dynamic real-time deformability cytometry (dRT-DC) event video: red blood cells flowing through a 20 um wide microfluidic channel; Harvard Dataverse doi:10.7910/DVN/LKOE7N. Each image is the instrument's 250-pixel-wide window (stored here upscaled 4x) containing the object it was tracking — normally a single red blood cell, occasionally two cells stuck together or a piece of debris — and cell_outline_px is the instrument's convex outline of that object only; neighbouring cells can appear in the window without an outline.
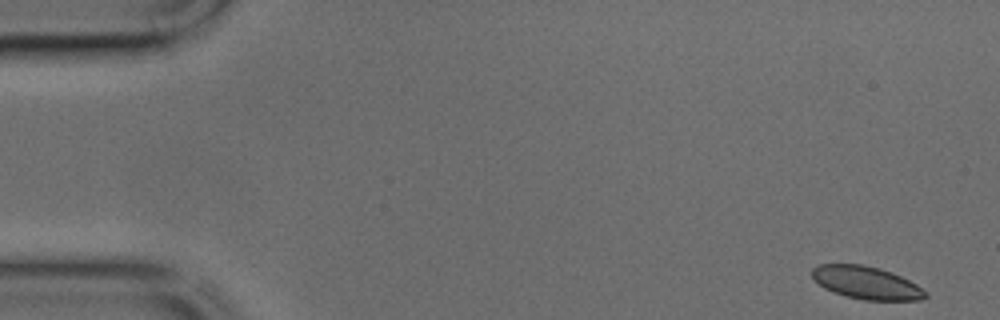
{"species": "common noctule bat (a hibernating species)", "species_latin": "Nyctalus noctula", "temperature_condition": "cold", "stored_images_in_passage": 44, "camera_frame_rate_fps": 3000, "um_per_image_px": 0.085, "animal": {"sex": "male", "body_mass_g": 17.9, "forearm_length_mm": 54.2}, "frame": {"image": 1, "passage_image": 1, "time_ms": 0.0, "image_size_px": [1000, 320], "cell_outline_px": [[928, 296], [920, 300], [864, 300], [832, 292], [824, 288], [812, 276], [812, 268], [820, 264], [864, 264], [880, 268], [892, 272], [916, 284], [928, 292]], "centroid_in_image_um": [73.66, 24.03], "position_along_channel_um": 11.3, "area_um2": 21.62}}
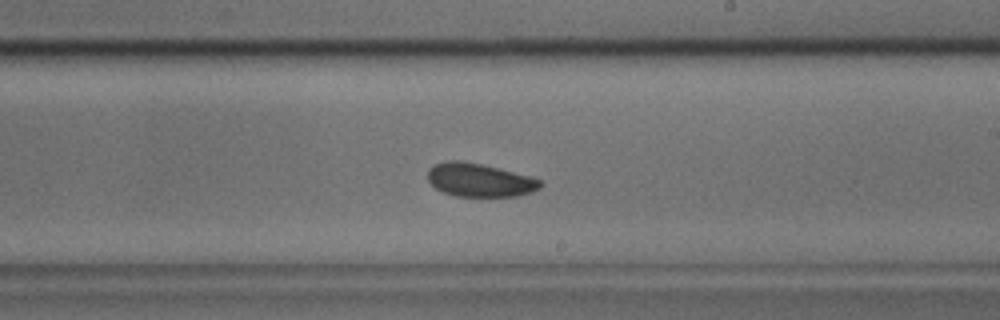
{"frame": {"image": 2, "passage_image": 25, "time_ms": 8.0, "image_size_px": [1000, 320], "cell_outline_px": [[544, 184], [540, 188], [532, 192], [520, 196], [456, 196], [444, 192], [436, 188], [428, 180], [428, 168], [432, 164], [444, 160], [464, 160], [500, 168], [532, 176], [540, 180]], "centroid_in_image_um": [40.78, 15.28], "position_along_channel_um": 248.2, "area_um2": 22.31}}
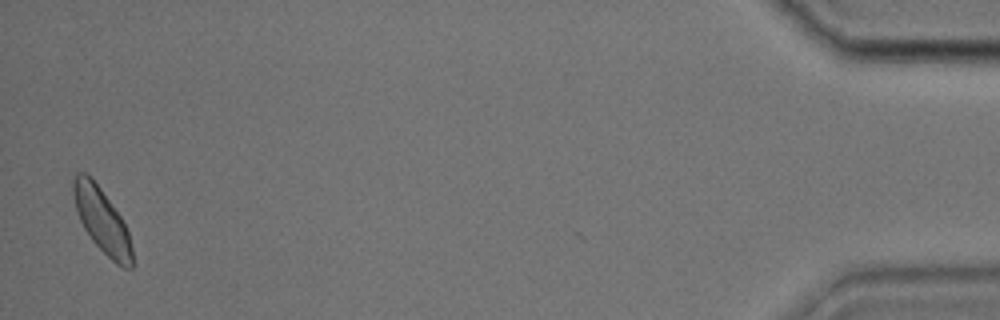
{"frame": {"image": 3, "passage_image": 43, "time_ms": 14.0, "image_size_px": [1000, 320], "cell_outline_px": [[132, 268], [120, 268], [92, 240], [84, 228], [80, 220], [76, 208], [72, 192], [72, 180], [76, 172], [84, 172], [100, 188], [120, 216], [128, 232], [132, 248]], "centroid_in_image_um": [8.65, 18.75], "position_along_channel_um": 426.6, "area_um2": 21.68}}